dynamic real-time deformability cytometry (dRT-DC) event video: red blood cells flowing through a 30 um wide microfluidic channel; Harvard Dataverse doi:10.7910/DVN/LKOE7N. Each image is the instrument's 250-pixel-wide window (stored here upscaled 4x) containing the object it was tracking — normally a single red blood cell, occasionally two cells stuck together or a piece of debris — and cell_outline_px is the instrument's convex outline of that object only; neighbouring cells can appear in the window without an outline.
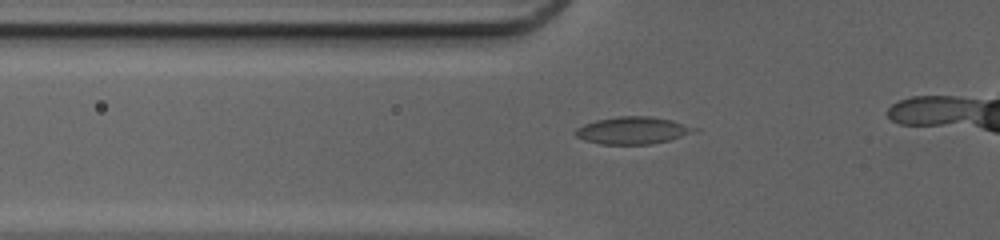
{"species": "common noctule bat (a hibernating species)", "species_latin": "Nyctalus noctula", "temperature_condition": "cold", "stored_images_in_passage": 32, "camera_frame_rate_fps": 3000, "um_per_image_px": 0.085, "animal": {"sex": "female", "body_mass_g": 20.0, "forearm_length_mm": 54.0}, "frame": {"image": 1, "passage_image": 9, "time_ms": 2.667, "image_size_px": [1000, 240], "cell_outline_px": [[700, 132], [652, 144], [600, 144], [584, 140], [576, 136], [572, 132], [576, 128], [584, 124], [596, 120], [616, 116], [648, 116], [672, 120], [700, 128]], "centroid_in_image_um": [53.82, 11.08], "position_along_channel_um": 72.0, "area_um2": 19.19}}
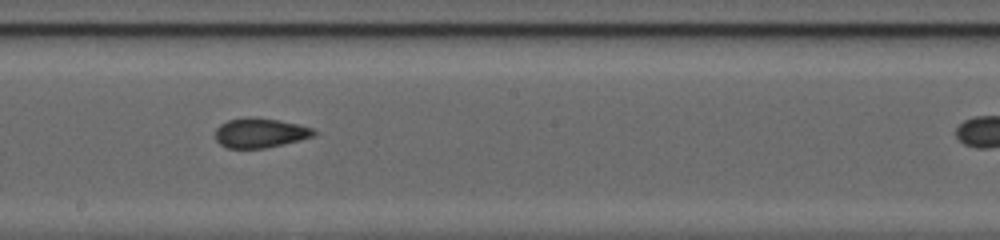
{"frame": {"image": 2, "passage_image": 20, "time_ms": 6.333, "image_size_px": [1000, 240], "cell_outline_px": [[320, 132], [316, 136], [284, 144], [264, 148], [228, 148], [220, 144], [216, 140], [216, 128], [220, 124], [228, 120], [248, 116], [252, 116], [280, 120], [312, 128]], "centroid_in_image_um": [22.14, 11.29], "position_along_channel_um": 226.1, "area_um2": 17.22}}
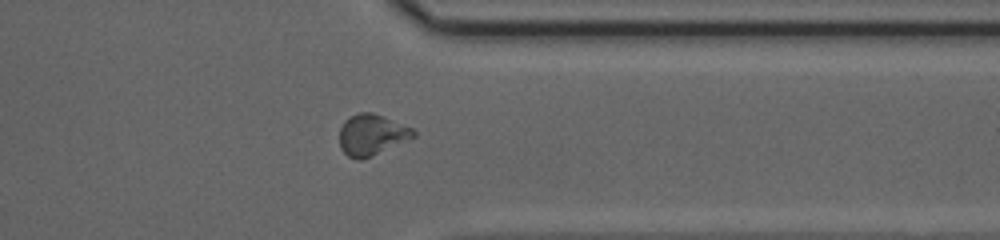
{"frame": {"image": 3, "passage_image": 31, "time_ms": 10.0, "image_size_px": [1000, 240], "cell_outline_px": [[416, 136], [372, 156], [360, 160], [356, 160], [348, 156], [340, 148], [340, 128], [344, 120], [360, 112], [372, 112], [384, 116], [412, 128], [416, 132]], "centroid_in_image_um": [31.59, 11.46], "position_along_channel_um": 379.8, "area_um2": 17.63}}